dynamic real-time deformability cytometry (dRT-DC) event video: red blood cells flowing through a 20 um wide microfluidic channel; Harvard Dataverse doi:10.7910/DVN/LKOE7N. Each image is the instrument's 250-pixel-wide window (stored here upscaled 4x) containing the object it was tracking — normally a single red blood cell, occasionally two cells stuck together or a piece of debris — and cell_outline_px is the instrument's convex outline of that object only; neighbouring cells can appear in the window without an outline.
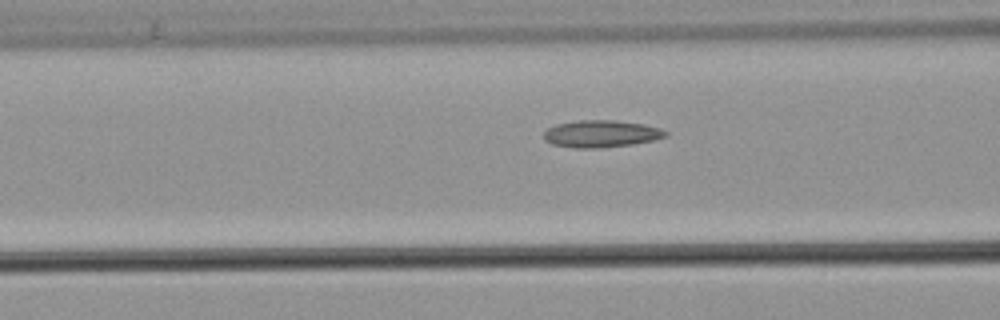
{"species": "common noctule bat (a hibernating species)", "species_latin": "Nyctalus noctula", "temperature_condition": "warm", "stored_images_in_passage": 27, "camera_frame_rate_fps": 3000, "um_per_image_px": 0.085, "animal": {"sex": "male", "body_mass_g": 21.5, "forearm_length_mm": 52.0}, "frame": {"image": 1, "passage_image": 5, "time_ms": 1.333, "image_size_px": [1000, 320], "cell_outline_px": [[668, 136], [656, 140], [632, 144], [600, 148], [572, 148], [552, 144], [544, 140], [544, 132], [548, 128], [556, 124], [580, 120], [616, 120], [644, 124], [660, 128], [668, 132]], "centroid_in_image_um": [51.12, 11.37], "position_along_channel_um": 115.5, "area_um2": 19.42}, "authors_computed_cell_mechanics": {"area_um2": 17.9758, "velocity_mm_per_s": 3.8796, "shape_relaxation_time_tau1_ms": null, "shape_relaxation_time_tau2_ms": 3.4355, "deformation_change_tau1": null, "deformation_change_tau2": 0.1097}}